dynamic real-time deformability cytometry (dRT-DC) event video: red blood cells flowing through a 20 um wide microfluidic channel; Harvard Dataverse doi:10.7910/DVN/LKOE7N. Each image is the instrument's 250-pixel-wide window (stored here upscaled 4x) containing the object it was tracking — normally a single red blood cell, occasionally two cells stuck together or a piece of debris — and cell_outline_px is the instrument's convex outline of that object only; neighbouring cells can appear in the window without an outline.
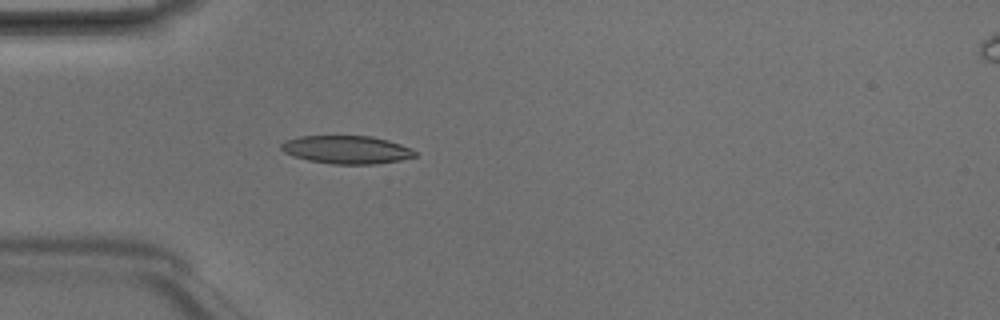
{"species": "Egyptian fruit bat (a non-hibernating species)", "species_latin": "Rousettus aegyptiacus", "temperature_condition": "room temperature", "stored_images_in_passage": 5, "camera_frame_rate_fps": 3000, "um_per_image_px": 0.085, "animal": {"sex": "male"}, "frame": {"image": 1, "passage_image": 4, "time_ms": 1.0, "image_size_px": [1000, 320], "cell_outline_px": [[416, 156], [400, 160], [376, 164], [332, 164], [308, 160], [284, 152], [280, 148], [280, 144], [284, 140], [300, 136], [372, 136], [388, 140], [412, 148], [416, 152]], "centroid_in_image_um": [29.47, 12.72], "position_along_channel_um": 55.5, "area_um2": 21.91}}